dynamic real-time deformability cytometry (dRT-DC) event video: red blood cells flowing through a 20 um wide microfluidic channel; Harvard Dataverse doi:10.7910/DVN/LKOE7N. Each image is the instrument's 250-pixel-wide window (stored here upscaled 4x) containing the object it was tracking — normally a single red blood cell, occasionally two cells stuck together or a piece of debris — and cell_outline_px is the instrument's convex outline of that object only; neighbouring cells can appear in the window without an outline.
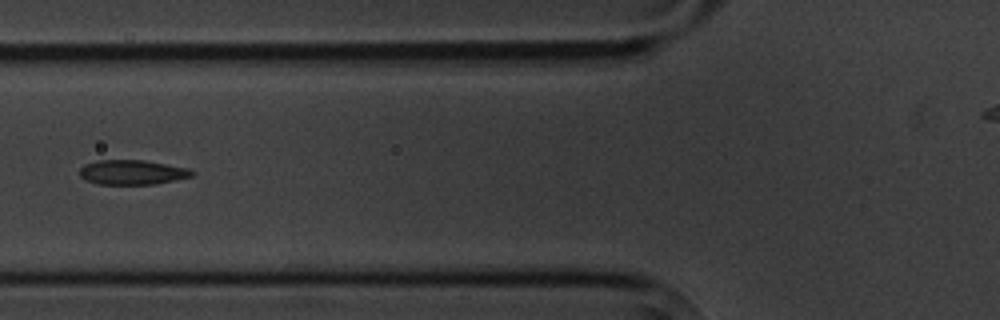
{"species": "common noctule bat (a hibernating species)", "species_latin": "Nyctalus noctula", "temperature_condition": "cold", "stored_images_in_passage": 7, "camera_frame_rate_fps": 3000, "um_per_image_px": 0.085, "animal": {"sex": "male", "body_mass_g": 20.1, "forearm_length_mm": 53.5}, "frame": {"image": 1, "passage_image": 6, "time_ms": 6.0, "image_size_px": [1000, 320], "cell_outline_px": [[196, 172], [192, 176], [176, 180], [156, 184], [96, 184], [84, 180], [80, 176], [80, 168], [84, 164], [96, 160], [144, 160], [188, 168]], "centroid_in_image_um": [11.22, 14.64], "position_along_channel_um": 114.6, "area_um2": 16.3}}
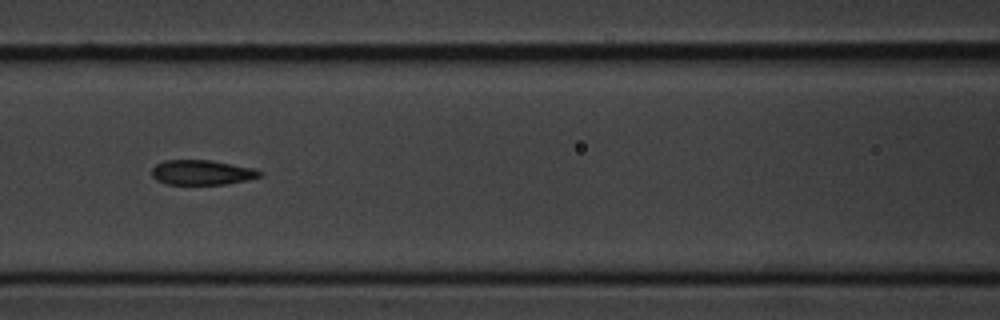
{"frame": {"image": 2, "passage_image": 7, "time_ms": 7.0, "image_size_px": [1000, 320], "cell_outline_px": [[260, 176], [244, 180], [224, 184], [168, 184], [156, 180], [152, 176], [152, 168], [156, 164], [164, 160], [212, 160], [256, 168], [260, 172]], "centroid_in_image_um": [17.13, 14.64], "position_along_channel_um": 149.5, "area_um2": 15.55}}